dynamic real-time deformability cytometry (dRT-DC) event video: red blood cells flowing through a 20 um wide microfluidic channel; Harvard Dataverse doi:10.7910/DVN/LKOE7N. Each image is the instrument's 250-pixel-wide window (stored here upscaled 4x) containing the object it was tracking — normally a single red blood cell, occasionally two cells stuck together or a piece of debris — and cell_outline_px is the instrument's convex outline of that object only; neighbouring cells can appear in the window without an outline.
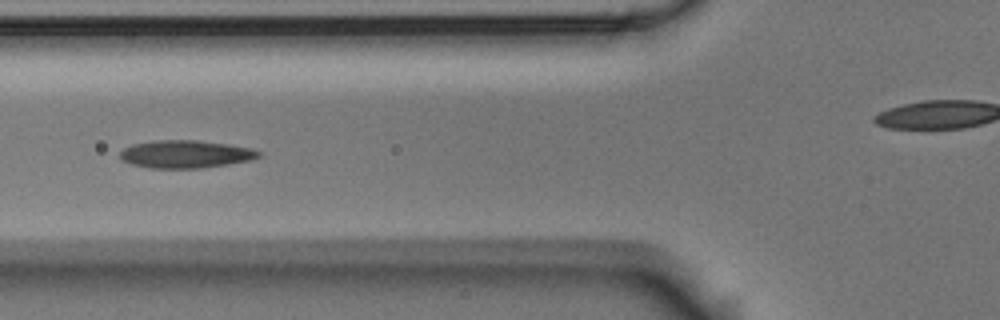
{"species": "Egyptian fruit bat (a non-hibernating species)", "species_latin": "Rousettus aegyptiacus", "temperature_condition": "room temperature", "stored_images_in_passage": 7, "camera_frame_rate_fps": 3000, "um_per_image_px": 0.085, "animal": {"sex": "male"}, "frame": {"image": 1, "passage_image": 5, "time_ms": 1.333, "image_size_px": [1000, 320], "cell_outline_px": [[260, 156], [252, 160], [228, 164], [200, 168], [148, 168], [132, 164], [120, 160], [120, 152], [124, 148], [132, 144], [152, 140], [196, 140], [228, 144], [252, 148], [260, 152]], "centroid_in_image_um": [15.75, 13.1], "position_along_channel_um": 110.0, "area_um2": 22.54}}
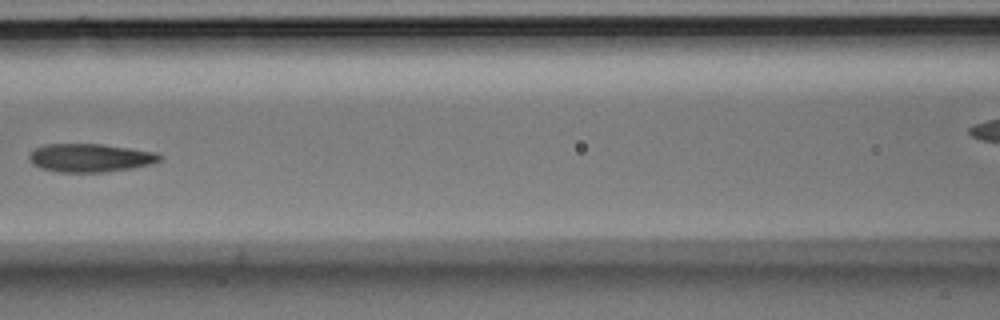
{"frame": {"image": 2, "passage_image": 6, "time_ms": 1.667, "image_size_px": [1000, 320], "cell_outline_px": [[164, 156], [160, 160], [152, 164], [132, 168], [104, 172], [60, 172], [40, 168], [32, 164], [28, 156], [36, 148], [44, 144], [104, 144], [156, 152]], "centroid_in_image_um": [7.69, 13.41], "position_along_channel_um": 158.9, "area_um2": 21.62}}
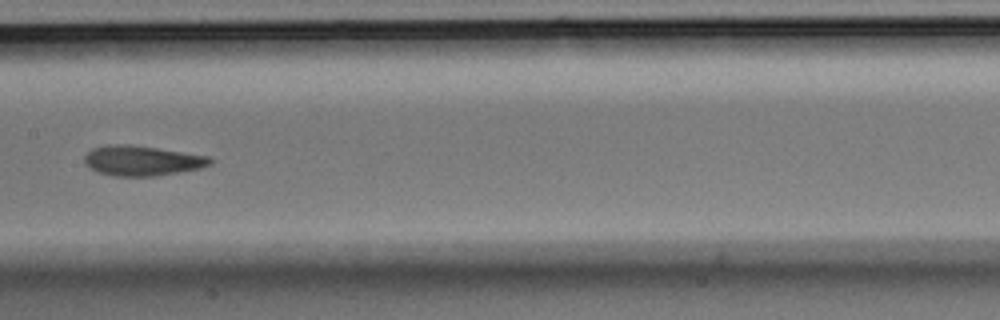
{"frame": {"image": 3, "passage_image": 7, "time_ms": 2.0, "image_size_px": [1000, 320], "cell_outline_px": [[212, 164], [200, 168], [156, 176], [112, 176], [96, 172], [84, 164], [84, 156], [92, 148], [108, 144], [124, 144], [156, 148], [208, 156], [212, 160]], "centroid_in_image_um": [12.02, 13.66], "position_along_channel_um": 195.4, "area_um2": 21.96}}